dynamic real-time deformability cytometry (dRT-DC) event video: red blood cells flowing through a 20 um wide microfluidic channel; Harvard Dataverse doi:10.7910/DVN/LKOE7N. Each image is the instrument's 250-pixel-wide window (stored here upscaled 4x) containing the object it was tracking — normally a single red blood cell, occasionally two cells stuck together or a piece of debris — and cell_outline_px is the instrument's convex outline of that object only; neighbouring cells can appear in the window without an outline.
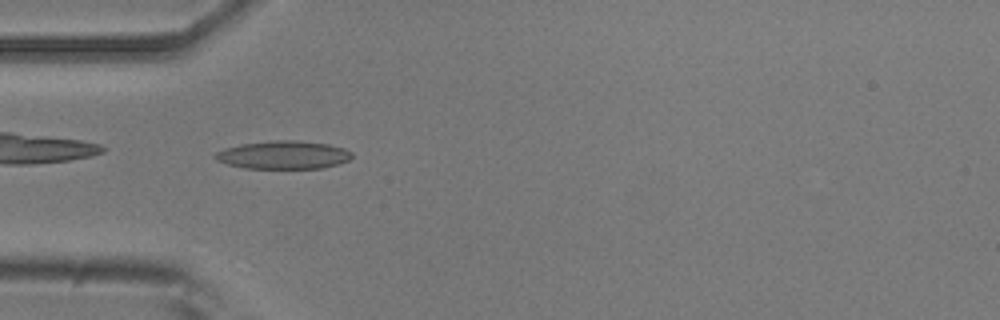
{"species": "common noctule bat (a hibernating species)", "species_latin": "Nyctalus noctula", "temperature_condition": "room temperature", "stored_images_in_passage": 13, "camera_frame_rate_fps": 3000, "um_per_image_px": 0.085, "animal": {"sex": "male", "body_mass_g": 20.5, "forearm_length_mm": 52.5}, "frame": {"image": 1, "passage_image": 1, "time_ms": 0.0, "image_size_px": [1000, 320], "cell_outline_px": [[352, 156], [348, 160], [324, 168], [244, 168], [228, 164], [216, 160], [212, 156], [216, 152], [224, 148], [240, 144], [272, 140], [296, 140], [328, 144], [344, 148], [352, 152]], "centroid_in_image_um": [24.06, 13.16], "position_along_channel_um": 60.9, "area_um2": 22.43}}
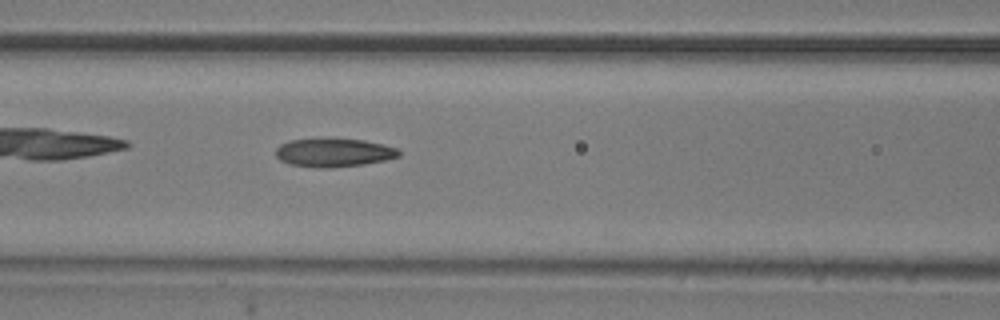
{"frame": {"image": 2, "passage_image": 7, "time_ms": 2.0, "image_size_px": [1000, 320], "cell_outline_px": [[400, 156], [384, 160], [364, 164], [332, 168], [312, 168], [288, 164], [280, 160], [276, 156], [276, 148], [280, 144], [288, 140], [332, 136], [364, 140], [384, 144], [396, 148], [400, 152]], "centroid_in_image_um": [28.32, 12.94], "position_along_channel_um": 138.3, "area_um2": 21.33}}
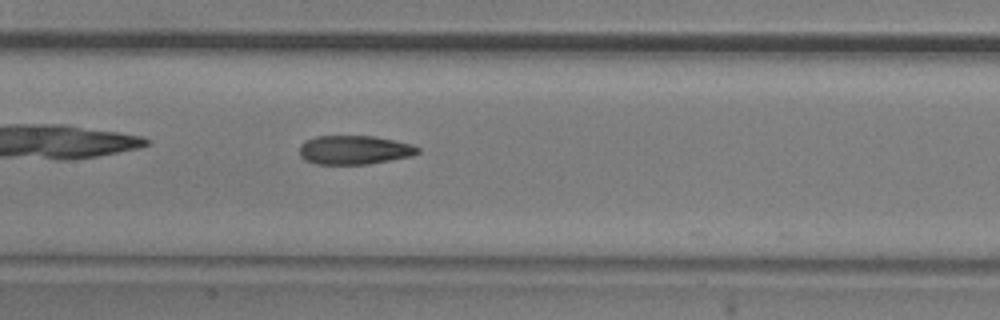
{"frame": {"image": 3, "passage_image": 10, "time_ms": 3.0, "image_size_px": [1000, 320], "cell_outline_px": [[420, 152], [412, 156], [368, 164], [316, 164], [304, 160], [300, 156], [300, 144], [304, 140], [316, 136], [376, 136], [412, 144], [420, 148]], "centroid_in_image_um": [30.11, 12.74], "position_along_channel_um": 177.3, "area_um2": 20.11}}